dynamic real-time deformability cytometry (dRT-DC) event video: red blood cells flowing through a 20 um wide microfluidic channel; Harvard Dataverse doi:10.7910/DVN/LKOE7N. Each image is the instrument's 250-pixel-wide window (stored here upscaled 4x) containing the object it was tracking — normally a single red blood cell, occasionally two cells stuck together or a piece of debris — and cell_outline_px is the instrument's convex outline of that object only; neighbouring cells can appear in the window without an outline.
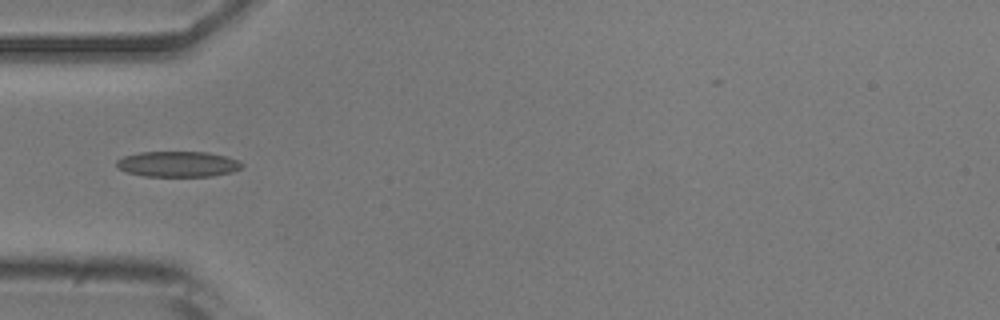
{"species": "common noctule bat (a hibernating species)", "species_latin": "Nyctalus noctula", "temperature_condition": "room temperature", "stored_images_in_passage": 5, "camera_frame_rate_fps": 3000, "um_per_image_px": 0.085, "animal": {"sex": "male", "body_mass_g": 20.5, "forearm_length_mm": 52.5}, "frame": {"image": 1, "passage_image": 5, "time_ms": 1.333, "image_size_px": [1000, 320], "cell_outline_px": [[244, 164], [240, 168], [232, 172], [212, 176], [144, 176], [128, 172], [116, 168], [116, 160], [124, 156], [140, 152], [208, 152], [240, 160]], "centroid_in_image_um": [15.12, 13.94], "position_along_channel_um": 69.9, "area_um2": 18.73}}